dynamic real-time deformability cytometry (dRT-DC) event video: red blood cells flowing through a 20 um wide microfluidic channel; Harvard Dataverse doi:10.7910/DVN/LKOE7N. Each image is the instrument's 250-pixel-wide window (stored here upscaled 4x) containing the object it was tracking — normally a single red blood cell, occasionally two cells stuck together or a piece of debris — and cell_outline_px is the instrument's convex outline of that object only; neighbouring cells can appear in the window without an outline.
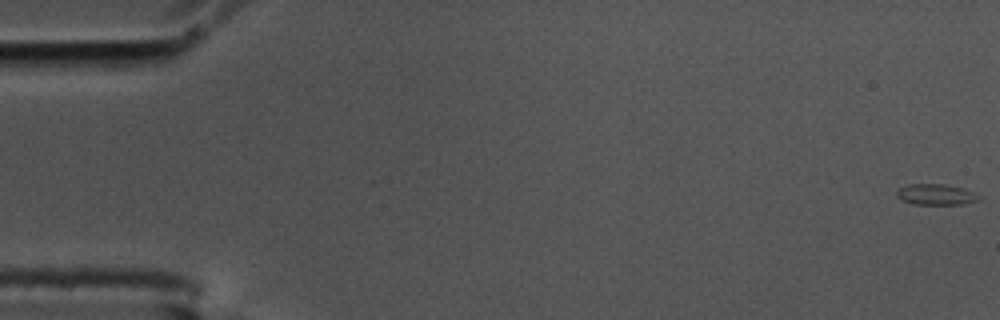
{"species": "common noctule bat (a hibernating species)", "species_latin": "Nyctalus noctula", "temperature_condition": "cold", "stored_images_in_passage": 56, "camera_frame_rate_fps": 3000, "um_per_image_px": 0.085, "animal": {"sex": "male", "body_mass_g": 17.5, "forearm_length_mm": 52.3}, "frame": {"image": 1, "passage_image": 1, "time_ms": 0.0, "image_size_px": [1000, 320], "cell_outline_px": [[980, 200], [964, 204], [912, 204], [900, 200], [896, 196], [896, 192], [900, 188], [908, 184], [944, 184], [964, 188], [980, 196]], "centroid_in_image_um": [79.54, 16.53], "position_along_channel_um": 5.5, "area_um2": 10.06}}
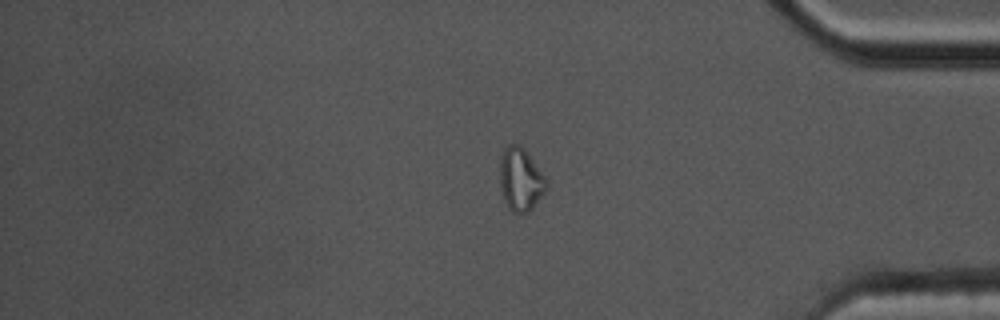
{"frame": {"image": 2, "passage_image": 47, "time_ms": 15.333, "image_size_px": [1000, 320], "cell_outline_px": [[548, 188], [532, 208], [528, 212], [512, 212], [508, 208], [504, 200], [500, 188], [500, 156], [504, 148], [508, 144], [520, 144], [524, 148], [548, 180]], "centroid_in_image_um": [44.25, 15.23], "position_along_channel_um": 391.0, "area_um2": 17.28}}
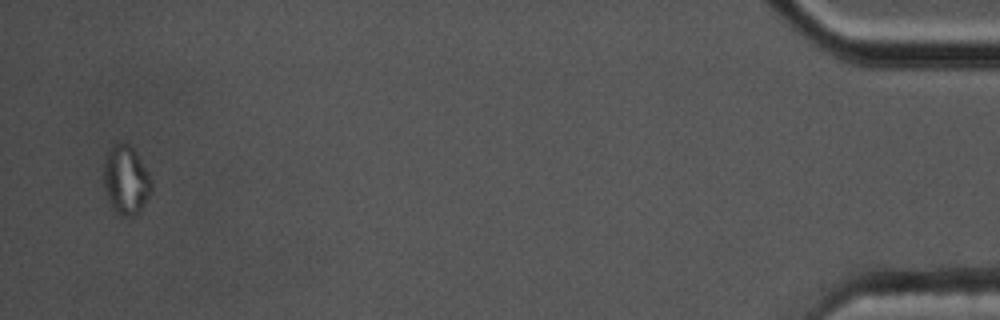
{"frame": {"image": 3, "passage_image": 55, "time_ms": 18.0, "image_size_px": [1000, 320], "cell_outline_px": [[152, 188], [148, 196], [140, 208], [132, 216], [124, 216], [116, 212], [108, 196], [104, 184], [104, 160], [108, 148], [112, 144], [128, 144], [132, 148], [148, 172], [152, 180]], "centroid_in_image_um": [10.69, 15.26], "position_along_channel_um": 424.5, "area_um2": 18.5}}